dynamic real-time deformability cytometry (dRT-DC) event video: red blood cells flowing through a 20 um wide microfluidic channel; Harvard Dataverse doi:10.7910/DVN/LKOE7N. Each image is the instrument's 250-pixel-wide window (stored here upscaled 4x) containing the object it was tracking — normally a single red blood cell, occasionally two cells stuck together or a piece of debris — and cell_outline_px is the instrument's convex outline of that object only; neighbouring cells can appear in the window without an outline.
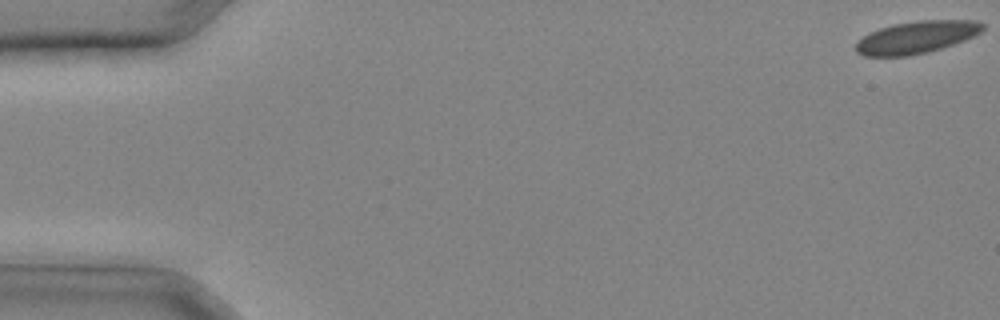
{"species": "common noctule bat (a hibernating species)", "species_latin": "Nyctalus noctula", "temperature_condition": "cold", "stored_images_in_passage": 23, "camera_frame_rate_fps": 3000, "um_per_image_px": 0.085, "animal": {"sex": "male", "body_mass_g": 20.4}, "frame": {"image": 1, "passage_image": 1, "time_ms": 0.0, "image_size_px": [1000, 320], "cell_outline_px": [[984, 28], [980, 32], [964, 40], [928, 52], [908, 56], [864, 56], [856, 52], [856, 40], [880, 28], [892, 24], [920, 20], [976, 20], [984, 24]], "centroid_in_image_um": [77.88, 3.16], "position_along_channel_um": 7.1, "area_um2": 23.76}}
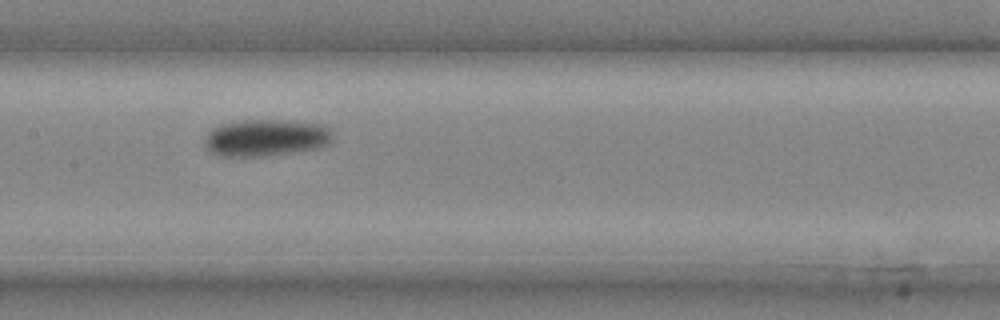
{"frame": {"image": 2, "passage_image": 17, "time_ms": 5.333, "image_size_px": [1000, 320], "cell_outline_px": [[332, 140], [328, 144], [320, 148], [296, 152], [264, 156], [216, 156], [208, 152], [204, 148], [204, 140], [208, 132], [212, 128], [220, 124], [244, 120], [284, 120], [320, 124], [328, 128], [332, 132]], "centroid_in_image_um": [22.56, 11.72], "position_along_channel_um": 184.8, "area_um2": 27.92}}
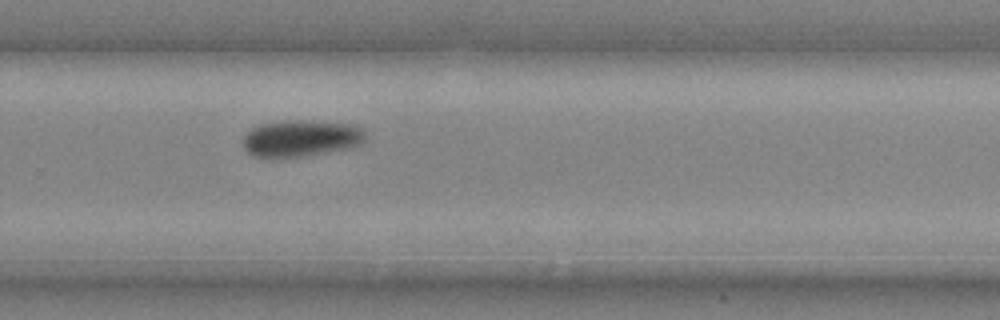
{"frame": {"image": 3, "passage_image": 23, "time_ms": 7.333, "image_size_px": [1000, 320], "cell_outline_px": [[364, 140], [360, 144], [348, 148], [304, 156], [280, 160], [252, 156], [244, 148], [244, 136], [252, 128], [260, 124], [284, 120], [308, 120], [352, 124], [364, 128]], "centroid_in_image_um": [25.55, 11.77], "position_along_channel_um": 304.3, "area_um2": 26.65}}